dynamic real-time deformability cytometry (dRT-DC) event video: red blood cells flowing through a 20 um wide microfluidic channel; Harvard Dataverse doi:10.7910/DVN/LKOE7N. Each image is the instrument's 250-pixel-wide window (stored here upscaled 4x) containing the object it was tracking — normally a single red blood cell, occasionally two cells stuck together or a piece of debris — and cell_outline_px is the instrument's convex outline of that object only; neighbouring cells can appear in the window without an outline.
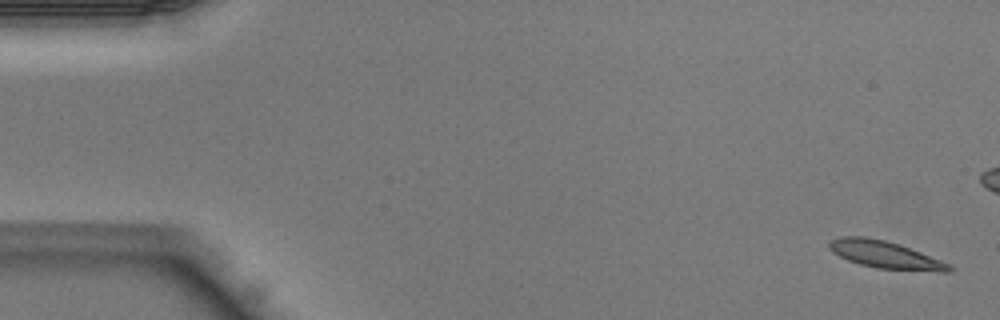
{"species": "Egyptian fruit bat (a non-hibernating species)", "species_latin": "Rousettus aegyptiacus", "temperature_condition": "warm", "stored_images_in_passage": 13, "camera_frame_rate_fps": 3000, "um_per_image_px": 0.085, "animal": {"sex": "male"}, "frame": {"image": 1, "passage_image": 1, "time_ms": 0.0, "image_size_px": [1000, 320], "cell_outline_px": [[952, 272], [940, 272], [876, 268], [860, 264], [848, 260], [832, 252], [828, 248], [828, 244], [832, 240], [840, 236], [864, 236], [884, 240], [900, 244], [940, 260], [948, 264], [952, 268]], "centroid_in_image_um": [75.22, 21.65], "position_along_channel_um": 9.8, "area_um2": 19.02}}